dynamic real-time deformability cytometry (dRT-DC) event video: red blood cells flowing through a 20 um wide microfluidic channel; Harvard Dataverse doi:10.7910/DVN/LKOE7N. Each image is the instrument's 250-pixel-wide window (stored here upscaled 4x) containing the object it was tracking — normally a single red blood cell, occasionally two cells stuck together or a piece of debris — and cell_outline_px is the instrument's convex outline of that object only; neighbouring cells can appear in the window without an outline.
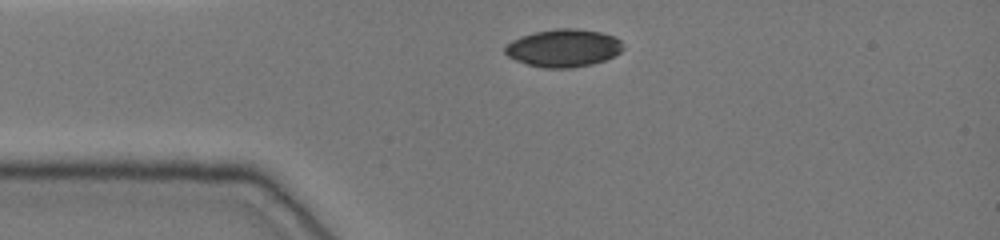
{"species": "common noctule bat (a hibernating species)", "species_latin": "Nyctalus noctula", "temperature_condition": "cold", "stored_images_in_passage": 4, "camera_frame_rate_fps": 3000, "um_per_image_px": 0.085, "animal": {"sex": "female", "body_mass_g": 19.0, "forearm_length_mm": 51.5}, "frame": {"image": 1, "passage_image": 4, "time_ms": 1.0, "image_size_px": [1000, 240], "cell_outline_px": [[624, 48], [620, 52], [604, 60], [592, 64], [572, 68], [544, 68], [528, 64], [516, 60], [508, 56], [504, 52], [504, 48], [512, 40], [520, 36], [536, 32], [556, 28], [576, 28], [600, 32], [616, 36], [620, 40]], "centroid_in_image_um": [47.9, 4.08], "position_along_channel_um": 37.1, "area_um2": 25.95}}